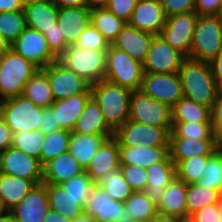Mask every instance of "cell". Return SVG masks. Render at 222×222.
Returning <instances> with one entry per match:
<instances>
[{
  "mask_svg": "<svg viewBox=\"0 0 222 222\" xmlns=\"http://www.w3.org/2000/svg\"><path fill=\"white\" fill-rule=\"evenodd\" d=\"M178 74L183 97L211 109L219 92L211 64L186 58Z\"/></svg>",
  "mask_w": 222,
  "mask_h": 222,
  "instance_id": "obj_1",
  "label": "cell"
},
{
  "mask_svg": "<svg viewBox=\"0 0 222 222\" xmlns=\"http://www.w3.org/2000/svg\"><path fill=\"white\" fill-rule=\"evenodd\" d=\"M90 90L106 124L114 132L129 120L131 90L105 79L91 85Z\"/></svg>",
  "mask_w": 222,
  "mask_h": 222,
  "instance_id": "obj_2",
  "label": "cell"
},
{
  "mask_svg": "<svg viewBox=\"0 0 222 222\" xmlns=\"http://www.w3.org/2000/svg\"><path fill=\"white\" fill-rule=\"evenodd\" d=\"M222 51V20L217 15L199 16L189 58L211 63Z\"/></svg>",
  "mask_w": 222,
  "mask_h": 222,
  "instance_id": "obj_3",
  "label": "cell"
},
{
  "mask_svg": "<svg viewBox=\"0 0 222 222\" xmlns=\"http://www.w3.org/2000/svg\"><path fill=\"white\" fill-rule=\"evenodd\" d=\"M57 61L90 85L105 79L106 51L83 49L70 45L57 58Z\"/></svg>",
  "mask_w": 222,
  "mask_h": 222,
  "instance_id": "obj_4",
  "label": "cell"
},
{
  "mask_svg": "<svg viewBox=\"0 0 222 222\" xmlns=\"http://www.w3.org/2000/svg\"><path fill=\"white\" fill-rule=\"evenodd\" d=\"M38 68L11 48L2 56L0 101L22 95L25 83Z\"/></svg>",
  "mask_w": 222,
  "mask_h": 222,
  "instance_id": "obj_5",
  "label": "cell"
},
{
  "mask_svg": "<svg viewBox=\"0 0 222 222\" xmlns=\"http://www.w3.org/2000/svg\"><path fill=\"white\" fill-rule=\"evenodd\" d=\"M143 65L126 52L109 46L106 51L105 80L131 91L140 90L143 79Z\"/></svg>",
  "mask_w": 222,
  "mask_h": 222,
  "instance_id": "obj_6",
  "label": "cell"
},
{
  "mask_svg": "<svg viewBox=\"0 0 222 222\" xmlns=\"http://www.w3.org/2000/svg\"><path fill=\"white\" fill-rule=\"evenodd\" d=\"M42 107L23 95L0 101V115L13 134L38 130Z\"/></svg>",
  "mask_w": 222,
  "mask_h": 222,
  "instance_id": "obj_7",
  "label": "cell"
},
{
  "mask_svg": "<svg viewBox=\"0 0 222 222\" xmlns=\"http://www.w3.org/2000/svg\"><path fill=\"white\" fill-rule=\"evenodd\" d=\"M172 127H155L127 120L114 132L119 146H169Z\"/></svg>",
  "mask_w": 222,
  "mask_h": 222,
  "instance_id": "obj_8",
  "label": "cell"
},
{
  "mask_svg": "<svg viewBox=\"0 0 222 222\" xmlns=\"http://www.w3.org/2000/svg\"><path fill=\"white\" fill-rule=\"evenodd\" d=\"M129 120L155 127H172L171 107L141 90L132 91Z\"/></svg>",
  "mask_w": 222,
  "mask_h": 222,
  "instance_id": "obj_9",
  "label": "cell"
},
{
  "mask_svg": "<svg viewBox=\"0 0 222 222\" xmlns=\"http://www.w3.org/2000/svg\"><path fill=\"white\" fill-rule=\"evenodd\" d=\"M84 213L96 222H134L123 202L114 200L102 188L95 186L85 200Z\"/></svg>",
  "mask_w": 222,
  "mask_h": 222,
  "instance_id": "obj_10",
  "label": "cell"
},
{
  "mask_svg": "<svg viewBox=\"0 0 222 222\" xmlns=\"http://www.w3.org/2000/svg\"><path fill=\"white\" fill-rule=\"evenodd\" d=\"M198 17L195 11L170 15L166 17L165 25L159 35L172 48L189 58Z\"/></svg>",
  "mask_w": 222,
  "mask_h": 222,
  "instance_id": "obj_11",
  "label": "cell"
},
{
  "mask_svg": "<svg viewBox=\"0 0 222 222\" xmlns=\"http://www.w3.org/2000/svg\"><path fill=\"white\" fill-rule=\"evenodd\" d=\"M10 48L38 69L57 61V57L47 45L44 34L29 27L18 36Z\"/></svg>",
  "mask_w": 222,
  "mask_h": 222,
  "instance_id": "obj_12",
  "label": "cell"
},
{
  "mask_svg": "<svg viewBox=\"0 0 222 222\" xmlns=\"http://www.w3.org/2000/svg\"><path fill=\"white\" fill-rule=\"evenodd\" d=\"M140 90L147 96L173 107L182 97V85L177 73H144Z\"/></svg>",
  "mask_w": 222,
  "mask_h": 222,
  "instance_id": "obj_13",
  "label": "cell"
},
{
  "mask_svg": "<svg viewBox=\"0 0 222 222\" xmlns=\"http://www.w3.org/2000/svg\"><path fill=\"white\" fill-rule=\"evenodd\" d=\"M186 57L172 48L160 35H155L142 63L144 73H177Z\"/></svg>",
  "mask_w": 222,
  "mask_h": 222,
  "instance_id": "obj_14",
  "label": "cell"
},
{
  "mask_svg": "<svg viewBox=\"0 0 222 222\" xmlns=\"http://www.w3.org/2000/svg\"><path fill=\"white\" fill-rule=\"evenodd\" d=\"M0 172L32 180L36 185L43 181V166L39 159L12 146L0 152Z\"/></svg>",
  "mask_w": 222,
  "mask_h": 222,
  "instance_id": "obj_15",
  "label": "cell"
},
{
  "mask_svg": "<svg viewBox=\"0 0 222 222\" xmlns=\"http://www.w3.org/2000/svg\"><path fill=\"white\" fill-rule=\"evenodd\" d=\"M48 77L54 100L65 99L80 93H91L90 84L75 72L66 69L58 61L46 66Z\"/></svg>",
  "mask_w": 222,
  "mask_h": 222,
  "instance_id": "obj_16",
  "label": "cell"
},
{
  "mask_svg": "<svg viewBox=\"0 0 222 222\" xmlns=\"http://www.w3.org/2000/svg\"><path fill=\"white\" fill-rule=\"evenodd\" d=\"M50 209L46 185H35L29 193L10 210L15 222H44Z\"/></svg>",
  "mask_w": 222,
  "mask_h": 222,
  "instance_id": "obj_17",
  "label": "cell"
},
{
  "mask_svg": "<svg viewBox=\"0 0 222 222\" xmlns=\"http://www.w3.org/2000/svg\"><path fill=\"white\" fill-rule=\"evenodd\" d=\"M166 16L159 0H138L128 24L140 31L159 35Z\"/></svg>",
  "mask_w": 222,
  "mask_h": 222,
  "instance_id": "obj_18",
  "label": "cell"
},
{
  "mask_svg": "<svg viewBox=\"0 0 222 222\" xmlns=\"http://www.w3.org/2000/svg\"><path fill=\"white\" fill-rule=\"evenodd\" d=\"M154 36L126 23L121 32L112 41L111 46L126 52L132 59L143 63Z\"/></svg>",
  "mask_w": 222,
  "mask_h": 222,
  "instance_id": "obj_19",
  "label": "cell"
},
{
  "mask_svg": "<svg viewBox=\"0 0 222 222\" xmlns=\"http://www.w3.org/2000/svg\"><path fill=\"white\" fill-rule=\"evenodd\" d=\"M27 27L44 34L57 23L59 8L51 0H25Z\"/></svg>",
  "mask_w": 222,
  "mask_h": 222,
  "instance_id": "obj_20",
  "label": "cell"
},
{
  "mask_svg": "<svg viewBox=\"0 0 222 222\" xmlns=\"http://www.w3.org/2000/svg\"><path fill=\"white\" fill-rule=\"evenodd\" d=\"M90 17L91 11L86 6L59 8L57 24L69 46L75 44L90 24Z\"/></svg>",
  "mask_w": 222,
  "mask_h": 222,
  "instance_id": "obj_21",
  "label": "cell"
},
{
  "mask_svg": "<svg viewBox=\"0 0 222 222\" xmlns=\"http://www.w3.org/2000/svg\"><path fill=\"white\" fill-rule=\"evenodd\" d=\"M219 148L216 139L170 137L169 141L171 160H187L194 156H211Z\"/></svg>",
  "mask_w": 222,
  "mask_h": 222,
  "instance_id": "obj_22",
  "label": "cell"
},
{
  "mask_svg": "<svg viewBox=\"0 0 222 222\" xmlns=\"http://www.w3.org/2000/svg\"><path fill=\"white\" fill-rule=\"evenodd\" d=\"M117 168H120L119 143L112 136L99 147L85 172L94 182H97L107 172Z\"/></svg>",
  "mask_w": 222,
  "mask_h": 222,
  "instance_id": "obj_23",
  "label": "cell"
},
{
  "mask_svg": "<svg viewBox=\"0 0 222 222\" xmlns=\"http://www.w3.org/2000/svg\"><path fill=\"white\" fill-rule=\"evenodd\" d=\"M85 169L69 153H61L43 166V181L53 185H61L76 175L82 174Z\"/></svg>",
  "mask_w": 222,
  "mask_h": 222,
  "instance_id": "obj_24",
  "label": "cell"
},
{
  "mask_svg": "<svg viewBox=\"0 0 222 222\" xmlns=\"http://www.w3.org/2000/svg\"><path fill=\"white\" fill-rule=\"evenodd\" d=\"M147 186L142 192L156 204L162 197L166 186L176 178L175 163L170 155L163 161L146 168Z\"/></svg>",
  "mask_w": 222,
  "mask_h": 222,
  "instance_id": "obj_25",
  "label": "cell"
},
{
  "mask_svg": "<svg viewBox=\"0 0 222 222\" xmlns=\"http://www.w3.org/2000/svg\"><path fill=\"white\" fill-rule=\"evenodd\" d=\"M90 98L91 93H80L53 102L51 106L53 107L56 122L60 129L73 131L78 118Z\"/></svg>",
  "mask_w": 222,
  "mask_h": 222,
  "instance_id": "obj_26",
  "label": "cell"
},
{
  "mask_svg": "<svg viewBox=\"0 0 222 222\" xmlns=\"http://www.w3.org/2000/svg\"><path fill=\"white\" fill-rule=\"evenodd\" d=\"M169 155V146H119L120 165L148 168L152 164L163 162Z\"/></svg>",
  "mask_w": 222,
  "mask_h": 222,
  "instance_id": "obj_27",
  "label": "cell"
},
{
  "mask_svg": "<svg viewBox=\"0 0 222 222\" xmlns=\"http://www.w3.org/2000/svg\"><path fill=\"white\" fill-rule=\"evenodd\" d=\"M187 184L177 177L169 183L157 203L158 213L176 217L187 216Z\"/></svg>",
  "mask_w": 222,
  "mask_h": 222,
  "instance_id": "obj_28",
  "label": "cell"
},
{
  "mask_svg": "<svg viewBox=\"0 0 222 222\" xmlns=\"http://www.w3.org/2000/svg\"><path fill=\"white\" fill-rule=\"evenodd\" d=\"M114 135H88L71 132L69 153L86 170L103 142Z\"/></svg>",
  "mask_w": 222,
  "mask_h": 222,
  "instance_id": "obj_29",
  "label": "cell"
},
{
  "mask_svg": "<svg viewBox=\"0 0 222 222\" xmlns=\"http://www.w3.org/2000/svg\"><path fill=\"white\" fill-rule=\"evenodd\" d=\"M73 132L88 135H114V131L106 124L99 105L92 97L86 103Z\"/></svg>",
  "mask_w": 222,
  "mask_h": 222,
  "instance_id": "obj_30",
  "label": "cell"
},
{
  "mask_svg": "<svg viewBox=\"0 0 222 222\" xmlns=\"http://www.w3.org/2000/svg\"><path fill=\"white\" fill-rule=\"evenodd\" d=\"M35 185L32 180L0 172V201L4 208L10 211L21 202Z\"/></svg>",
  "mask_w": 222,
  "mask_h": 222,
  "instance_id": "obj_31",
  "label": "cell"
},
{
  "mask_svg": "<svg viewBox=\"0 0 222 222\" xmlns=\"http://www.w3.org/2000/svg\"><path fill=\"white\" fill-rule=\"evenodd\" d=\"M22 95L42 108L53 104L55 100L46 75V67L38 69L25 83Z\"/></svg>",
  "mask_w": 222,
  "mask_h": 222,
  "instance_id": "obj_32",
  "label": "cell"
},
{
  "mask_svg": "<svg viewBox=\"0 0 222 222\" xmlns=\"http://www.w3.org/2000/svg\"><path fill=\"white\" fill-rule=\"evenodd\" d=\"M46 185L49 207L64 217L73 220L84 213L81 201L71 197L60 185Z\"/></svg>",
  "mask_w": 222,
  "mask_h": 222,
  "instance_id": "obj_33",
  "label": "cell"
},
{
  "mask_svg": "<svg viewBox=\"0 0 222 222\" xmlns=\"http://www.w3.org/2000/svg\"><path fill=\"white\" fill-rule=\"evenodd\" d=\"M172 122H211V109L182 97L172 108Z\"/></svg>",
  "mask_w": 222,
  "mask_h": 222,
  "instance_id": "obj_34",
  "label": "cell"
},
{
  "mask_svg": "<svg viewBox=\"0 0 222 222\" xmlns=\"http://www.w3.org/2000/svg\"><path fill=\"white\" fill-rule=\"evenodd\" d=\"M90 23L111 44L127 22L117 17L107 8L91 10Z\"/></svg>",
  "mask_w": 222,
  "mask_h": 222,
  "instance_id": "obj_35",
  "label": "cell"
},
{
  "mask_svg": "<svg viewBox=\"0 0 222 222\" xmlns=\"http://www.w3.org/2000/svg\"><path fill=\"white\" fill-rule=\"evenodd\" d=\"M222 193L213 188H207L198 183L187 184L186 208L187 216H191L203 207L219 201Z\"/></svg>",
  "mask_w": 222,
  "mask_h": 222,
  "instance_id": "obj_36",
  "label": "cell"
},
{
  "mask_svg": "<svg viewBox=\"0 0 222 222\" xmlns=\"http://www.w3.org/2000/svg\"><path fill=\"white\" fill-rule=\"evenodd\" d=\"M96 186L106 191L112 199L123 203L134 192L124 179L120 168L107 172L104 176L99 178L96 182Z\"/></svg>",
  "mask_w": 222,
  "mask_h": 222,
  "instance_id": "obj_37",
  "label": "cell"
},
{
  "mask_svg": "<svg viewBox=\"0 0 222 222\" xmlns=\"http://www.w3.org/2000/svg\"><path fill=\"white\" fill-rule=\"evenodd\" d=\"M71 131L59 129L45 135L41 146L39 162L44 166L50 160L56 158L61 153L67 152L69 148Z\"/></svg>",
  "mask_w": 222,
  "mask_h": 222,
  "instance_id": "obj_38",
  "label": "cell"
},
{
  "mask_svg": "<svg viewBox=\"0 0 222 222\" xmlns=\"http://www.w3.org/2000/svg\"><path fill=\"white\" fill-rule=\"evenodd\" d=\"M135 221L151 222L158 214L157 204L142 191H134L124 202Z\"/></svg>",
  "mask_w": 222,
  "mask_h": 222,
  "instance_id": "obj_39",
  "label": "cell"
},
{
  "mask_svg": "<svg viewBox=\"0 0 222 222\" xmlns=\"http://www.w3.org/2000/svg\"><path fill=\"white\" fill-rule=\"evenodd\" d=\"M27 28L24 10L0 12V34L11 46Z\"/></svg>",
  "mask_w": 222,
  "mask_h": 222,
  "instance_id": "obj_40",
  "label": "cell"
},
{
  "mask_svg": "<svg viewBox=\"0 0 222 222\" xmlns=\"http://www.w3.org/2000/svg\"><path fill=\"white\" fill-rule=\"evenodd\" d=\"M210 156H194L187 160H172L175 163L176 177L186 184L197 183Z\"/></svg>",
  "mask_w": 222,
  "mask_h": 222,
  "instance_id": "obj_41",
  "label": "cell"
},
{
  "mask_svg": "<svg viewBox=\"0 0 222 222\" xmlns=\"http://www.w3.org/2000/svg\"><path fill=\"white\" fill-rule=\"evenodd\" d=\"M44 138L45 134L41 130L22 131L13 134L11 146L31 157L40 159Z\"/></svg>",
  "mask_w": 222,
  "mask_h": 222,
  "instance_id": "obj_42",
  "label": "cell"
},
{
  "mask_svg": "<svg viewBox=\"0 0 222 222\" xmlns=\"http://www.w3.org/2000/svg\"><path fill=\"white\" fill-rule=\"evenodd\" d=\"M197 183L222 193V147L208 158L202 177Z\"/></svg>",
  "mask_w": 222,
  "mask_h": 222,
  "instance_id": "obj_43",
  "label": "cell"
},
{
  "mask_svg": "<svg viewBox=\"0 0 222 222\" xmlns=\"http://www.w3.org/2000/svg\"><path fill=\"white\" fill-rule=\"evenodd\" d=\"M170 137L216 139L213 134L211 122H172Z\"/></svg>",
  "mask_w": 222,
  "mask_h": 222,
  "instance_id": "obj_44",
  "label": "cell"
},
{
  "mask_svg": "<svg viewBox=\"0 0 222 222\" xmlns=\"http://www.w3.org/2000/svg\"><path fill=\"white\" fill-rule=\"evenodd\" d=\"M74 199L81 201V207L84 209L85 200L96 186L91 177L86 173L74 176L70 180L60 185Z\"/></svg>",
  "mask_w": 222,
  "mask_h": 222,
  "instance_id": "obj_45",
  "label": "cell"
},
{
  "mask_svg": "<svg viewBox=\"0 0 222 222\" xmlns=\"http://www.w3.org/2000/svg\"><path fill=\"white\" fill-rule=\"evenodd\" d=\"M110 45L109 41L90 23L79 35L73 46L83 49L107 51Z\"/></svg>",
  "mask_w": 222,
  "mask_h": 222,
  "instance_id": "obj_46",
  "label": "cell"
},
{
  "mask_svg": "<svg viewBox=\"0 0 222 222\" xmlns=\"http://www.w3.org/2000/svg\"><path fill=\"white\" fill-rule=\"evenodd\" d=\"M120 171L133 191H142L147 186L146 168L134 165H120Z\"/></svg>",
  "mask_w": 222,
  "mask_h": 222,
  "instance_id": "obj_47",
  "label": "cell"
},
{
  "mask_svg": "<svg viewBox=\"0 0 222 222\" xmlns=\"http://www.w3.org/2000/svg\"><path fill=\"white\" fill-rule=\"evenodd\" d=\"M50 51L58 58L68 47L58 24L44 33Z\"/></svg>",
  "mask_w": 222,
  "mask_h": 222,
  "instance_id": "obj_48",
  "label": "cell"
},
{
  "mask_svg": "<svg viewBox=\"0 0 222 222\" xmlns=\"http://www.w3.org/2000/svg\"><path fill=\"white\" fill-rule=\"evenodd\" d=\"M211 126L218 145L222 147V90H219L211 108Z\"/></svg>",
  "mask_w": 222,
  "mask_h": 222,
  "instance_id": "obj_49",
  "label": "cell"
},
{
  "mask_svg": "<svg viewBox=\"0 0 222 222\" xmlns=\"http://www.w3.org/2000/svg\"><path fill=\"white\" fill-rule=\"evenodd\" d=\"M166 17L195 11V0H159Z\"/></svg>",
  "mask_w": 222,
  "mask_h": 222,
  "instance_id": "obj_50",
  "label": "cell"
},
{
  "mask_svg": "<svg viewBox=\"0 0 222 222\" xmlns=\"http://www.w3.org/2000/svg\"><path fill=\"white\" fill-rule=\"evenodd\" d=\"M137 1L138 0H110L106 8L128 23L136 7Z\"/></svg>",
  "mask_w": 222,
  "mask_h": 222,
  "instance_id": "obj_51",
  "label": "cell"
},
{
  "mask_svg": "<svg viewBox=\"0 0 222 222\" xmlns=\"http://www.w3.org/2000/svg\"><path fill=\"white\" fill-rule=\"evenodd\" d=\"M191 217L195 222H222V214L218 211L217 203L203 207Z\"/></svg>",
  "mask_w": 222,
  "mask_h": 222,
  "instance_id": "obj_52",
  "label": "cell"
},
{
  "mask_svg": "<svg viewBox=\"0 0 222 222\" xmlns=\"http://www.w3.org/2000/svg\"><path fill=\"white\" fill-rule=\"evenodd\" d=\"M59 129L60 127L57 125L53 107L49 106L42 108L38 130H41L45 135H48Z\"/></svg>",
  "mask_w": 222,
  "mask_h": 222,
  "instance_id": "obj_53",
  "label": "cell"
},
{
  "mask_svg": "<svg viewBox=\"0 0 222 222\" xmlns=\"http://www.w3.org/2000/svg\"><path fill=\"white\" fill-rule=\"evenodd\" d=\"M221 0H195V12L199 16L217 15Z\"/></svg>",
  "mask_w": 222,
  "mask_h": 222,
  "instance_id": "obj_54",
  "label": "cell"
},
{
  "mask_svg": "<svg viewBox=\"0 0 222 222\" xmlns=\"http://www.w3.org/2000/svg\"><path fill=\"white\" fill-rule=\"evenodd\" d=\"M13 132L0 115V152L12 144Z\"/></svg>",
  "mask_w": 222,
  "mask_h": 222,
  "instance_id": "obj_55",
  "label": "cell"
},
{
  "mask_svg": "<svg viewBox=\"0 0 222 222\" xmlns=\"http://www.w3.org/2000/svg\"><path fill=\"white\" fill-rule=\"evenodd\" d=\"M210 64L218 88L222 90V51Z\"/></svg>",
  "mask_w": 222,
  "mask_h": 222,
  "instance_id": "obj_56",
  "label": "cell"
},
{
  "mask_svg": "<svg viewBox=\"0 0 222 222\" xmlns=\"http://www.w3.org/2000/svg\"><path fill=\"white\" fill-rule=\"evenodd\" d=\"M25 0H0V12L23 10Z\"/></svg>",
  "mask_w": 222,
  "mask_h": 222,
  "instance_id": "obj_57",
  "label": "cell"
},
{
  "mask_svg": "<svg viewBox=\"0 0 222 222\" xmlns=\"http://www.w3.org/2000/svg\"><path fill=\"white\" fill-rule=\"evenodd\" d=\"M58 8L83 7L86 0H51Z\"/></svg>",
  "mask_w": 222,
  "mask_h": 222,
  "instance_id": "obj_58",
  "label": "cell"
},
{
  "mask_svg": "<svg viewBox=\"0 0 222 222\" xmlns=\"http://www.w3.org/2000/svg\"><path fill=\"white\" fill-rule=\"evenodd\" d=\"M72 220L59 214L57 211L49 209L46 213L44 222H71Z\"/></svg>",
  "mask_w": 222,
  "mask_h": 222,
  "instance_id": "obj_59",
  "label": "cell"
},
{
  "mask_svg": "<svg viewBox=\"0 0 222 222\" xmlns=\"http://www.w3.org/2000/svg\"><path fill=\"white\" fill-rule=\"evenodd\" d=\"M110 0H86V7L91 11L106 8Z\"/></svg>",
  "mask_w": 222,
  "mask_h": 222,
  "instance_id": "obj_60",
  "label": "cell"
},
{
  "mask_svg": "<svg viewBox=\"0 0 222 222\" xmlns=\"http://www.w3.org/2000/svg\"><path fill=\"white\" fill-rule=\"evenodd\" d=\"M151 222H177V217L158 213Z\"/></svg>",
  "mask_w": 222,
  "mask_h": 222,
  "instance_id": "obj_61",
  "label": "cell"
},
{
  "mask_svg": "<svg viewBox=\"0 0 222 222\" xmlns=\"http://www.w3.org/2000/svg\"><path fill=\"white\" fill-rule=\"evenodd\" d=\"M71 222H96L93 217L83 213L82 215L76 217Z\"/></svg>",
  "mask_w": 222,
  "mask_h": 222,
  "instance_id": "obj_62",
  "label": "cell"
},
{
  "mask_svg": "<svg viewBox=\"0 0 222 222\" xmlns=\"http://www.w3.org/2000/svg\"><path fill=\"white\" fill-rule=\"evenodd\" d=\"M9 48V44L4 40V38L0 34V56H3Z\"/></svg>",
  "mask_w": 222,
  "mask_h": 222,
  "instance_id": "obj_63",
  "label": "cell"
},
{
  "mask_svg": "<svg viewBox=\"0 0 222 222\" xmlns=\"http://www.w3.org/2000/svg\"><path fill=\"white\" fill-rule=\"evenodd\" d=\"M0 222H15L10 211H7L0 216Z\"/></svg>",
  "mask_w": 222,
  "mask_h": 222,
  "instance_id": "obj_64",
  "label": "cell"
},
{
  "mask_svg": "<svg viewBox=\"0 0 222 222\" xmlns=\"http://www.w3.org/2000/svg\"><path fill=\"white\" fill-rule=\"evenodd\" d=\"M177 222H195L191 216L177 217Z\"/></svg>",
  "mask_w": 222,
  "mask_h": 222,
  "instance_id": "obj_65",
  "label": "cell"
},
{
  "mask_svg": "<svg viewBox=\"0 0 222 222\" xmlns=\"http://www.w3.org/2000/svg\"><path fill=\"white\" fill-rule=\"evenodd\" d=\"M218 211L222 214V194L220 195L219 201L217 202Z\"/></svg>",
  "mask_w": 222,
  "mask_h": 222,
  "instance_id": "obj_66",
  "label": "cell"
},
{
  "mask_svg": "<svg viewBox=\"0 0 222 222\" xmlns=\"http://www.w3.org/2000/svg\"><path fill=\"white\" fill-rule=\"evenodd\" d=\"M6 212H7V210L4 208L3 204L0 201V216L3 215Z\"/></svg>",
  "mask_w": 222,
  "mask_h": 222,
  "instance_id": "obj_67",
  "label": "cell"
},
{
  "mask_svg": "<svg viewBox=\"0 0 222 222\" xmlns=\"http://www.w3.org/2000/svg\"><path fill=\"white\" fill-rule=\"evenodd\" d=\"M217 16L222 20V0L220 2V8H219V11L217 13Z\"/></svg>",
  "mask_w": 222,
  "mask_h": 222,
  "instance_id": "obj_68",
  "label": "cell"
},
{
  "mask_svg": "<svg viewBox=\"0 0 222 222\" xmlns=\"http://www.w3.org/2000/svg\"><path fill=\"white\" fill-rule=\"evenodd\" d=\"M1 65H2V56H0V69H1Z\"/></svg>",
  "mask_w": 222,
  "mask_h": 222,
  "instance_id": "obj_69",
  "label": "cell"
}]
</instances>
